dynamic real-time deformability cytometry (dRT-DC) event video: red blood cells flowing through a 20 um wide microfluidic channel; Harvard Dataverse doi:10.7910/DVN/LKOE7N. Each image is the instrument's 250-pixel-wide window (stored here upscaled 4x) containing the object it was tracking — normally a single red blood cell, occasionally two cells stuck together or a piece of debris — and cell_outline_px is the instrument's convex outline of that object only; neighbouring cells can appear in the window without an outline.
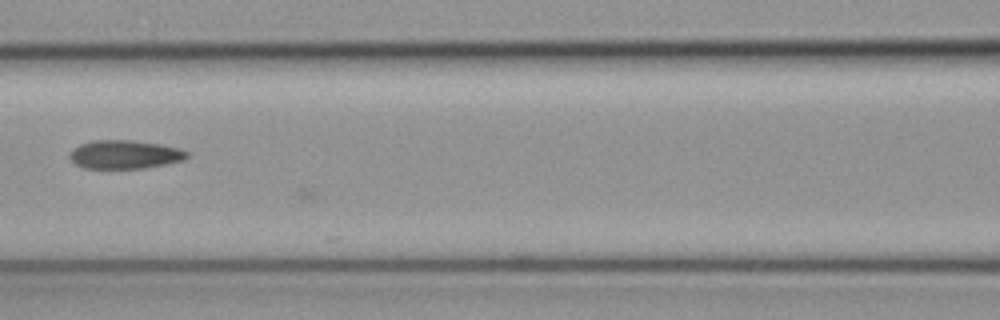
{"species": "common noctule bat (a hibernating species)", "species_latin": "Nyctalus noctula", "temperature_condition": "cold", "stored_images_in_passage": 27, "camera_frame_rate_fps": 3000, "um_per_image_px": 0.085, "animal": {"sex": "female", "body_mass_g": 19.3, "forearm_length_mm": 54.1}, "frame": {"image": 1, "passage_image": 26, "time_ms": 8.333, "image_size_px": [1000, 320], "cell_outline_px": [[188, 156], [184, 160], [144, 168], [84, 168], [76, 164], [68, 156], [80, 144], [92, 140], [132, 140], [160, 144], [180, 148], [188, 152]], "centroid_in_image_um": [10.63, 13.12], "position_along_channel_um": 156.0, "area_um2": 19.36}}